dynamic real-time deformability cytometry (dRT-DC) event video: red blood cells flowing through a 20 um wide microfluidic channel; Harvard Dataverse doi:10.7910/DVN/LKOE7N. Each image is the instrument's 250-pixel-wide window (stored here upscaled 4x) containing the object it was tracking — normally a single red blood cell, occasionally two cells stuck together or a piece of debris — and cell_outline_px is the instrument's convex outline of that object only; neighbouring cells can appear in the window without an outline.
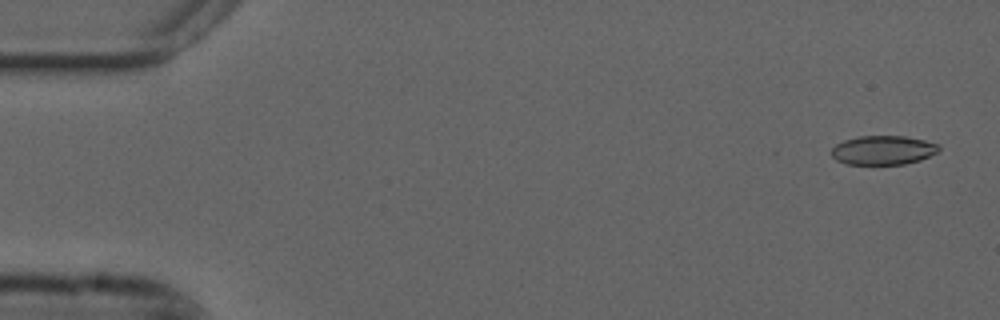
{"species": "common noctule bat (a hibernating species)", "species_latin": "Nyctalus noctula", "temperature_condition": "cold", "stored_images_in_passage": 11, "camera_frame_rate_fps": 3000, "um_per_image_px": 0.085, "animal": {"sex": "male", "forearm_length_mm": 52.5}, "frame": {"image": 1, "passage_image": 1, "time_ms": 0.0, "image_size_px": [1000, 320], "cell_outline_px": [[940, 148], [936, 152], [920, 160], [904, 164], [848, 164], [836, 160], [832, 156], [832, 148], [836, 144], [844, 140], [860, 136], [904, 136], [924, 140], [940, 144]], "centroid_in_image_um": [75.06, 12.76], "position_along_channel_um": 9.9, "area_um2": 18.09}}